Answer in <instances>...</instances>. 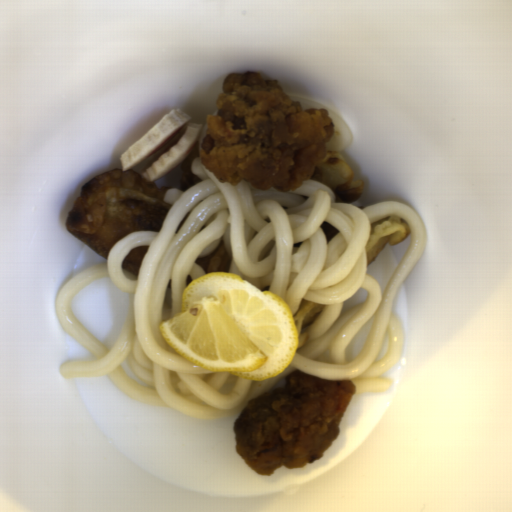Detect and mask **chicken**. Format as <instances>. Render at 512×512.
<instances>
[{"mask_svg": "<svg viewBox=\"0 0 512 512\" xmlns=\"http://www.w3.org/2000/svg\"><path fill=\"white\" fill-rule=\"evenodd\" d=\"M207 114L200 163L219 183L291 192L327 157L336 126L327 109H303L277 79L259 72L228 73Z\"/></svg>", "mask_w": 512, "mask_h": 512, "instance_id": "obj_1", "label": "chicken"}, {"mask_svg": "<svg viewBox=\"0 0 512 512\" xmlns=\"http://www.w3.org/2000/svg\"><path fill=\"white\" fill-rule=\"evenodd\" d=\"M357 387L300 371L283 386L253 397L233 422L235 452L258 475L282 466L314 464L340 436V422Z\"/></svg>", "mask_w": 512, "mask_h": 512, "instance_id": "obj_2", "label": "chicken"}]
</instances>
